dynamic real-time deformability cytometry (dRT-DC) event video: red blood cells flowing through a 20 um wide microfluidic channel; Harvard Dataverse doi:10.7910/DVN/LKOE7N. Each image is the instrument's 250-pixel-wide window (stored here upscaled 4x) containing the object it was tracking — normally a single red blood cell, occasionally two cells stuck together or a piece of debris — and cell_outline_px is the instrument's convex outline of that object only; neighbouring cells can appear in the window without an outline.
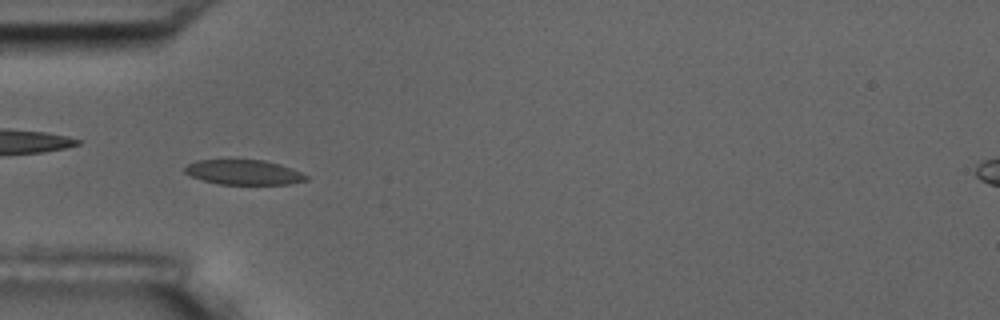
{"species": "common noctule bat (a hibernating species)", "species_latin": "Nyctalus noctula", "temperature_condition": "room temperature", "stored_images_in_passage": 8, "camera_frame_rate_fps": 3000, "um_per_image_px": 0.085, "animal": {"sex": "male", "body_mass_g": 17.5, "forearm_length_mm": 52.3}, "frame": {"image": 1, "passage_image": 6, "time_ms": 5.667, "image_size_px": [1000, 320], "cell_outline_px": [[308, 180], [288, 184], [216, 184], [192, 176], [184, 172], [184, 168], [188, 164], [196, 160], [264, 160], [280, 164], [300, 172], [308, 176]], "centroid_in_image_um": [20.71, 14.64], "position_along_channel_um": 64.3, "area_um2": 17.46}}